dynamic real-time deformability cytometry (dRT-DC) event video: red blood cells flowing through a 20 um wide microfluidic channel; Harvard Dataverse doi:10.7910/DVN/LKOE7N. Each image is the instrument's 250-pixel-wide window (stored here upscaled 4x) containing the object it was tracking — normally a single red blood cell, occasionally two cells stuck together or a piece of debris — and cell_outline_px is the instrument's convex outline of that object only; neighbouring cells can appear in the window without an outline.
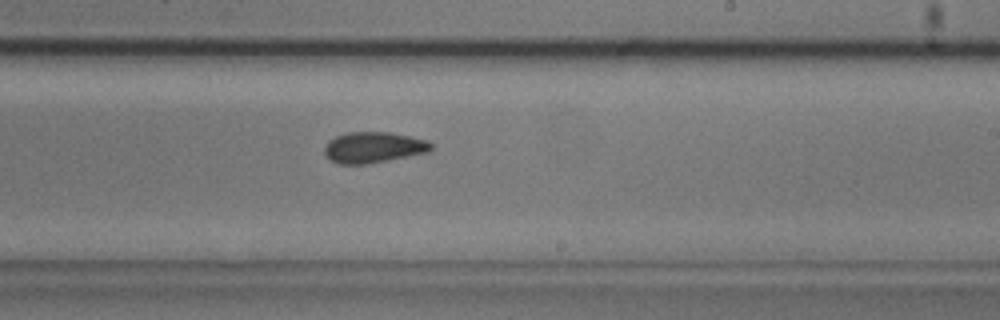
{"species": "common noctule bat (a hibernating species)", "species_latin": "Nyctalus noctula", "temperature_condition": "cold", "stored_images_in_passage": 29, "camera_frame_rate_fps": 3000, "um_per_image_px": 0.085, "animal": {"sex": "male", "body_mass_g": 20.5, "forearm_length_mm": 52.5}, "frame": {"image": 1, "passage_image": 24, "time_ms": 7.667, "image_size_px": [1000, 320], "cell_outline_px": [[432, 148], [428, 152], [368, 164], [340, 164], [328, 160], [324, 152], [324, 148], [328, 140], [336, 136], [348, 132], [388, 132], [428, 140], [432, 144]], "centroid_in_image_um": [31.71, 12.53], "position_along_channel_um": 257.3, "area_um2": 19.25}}
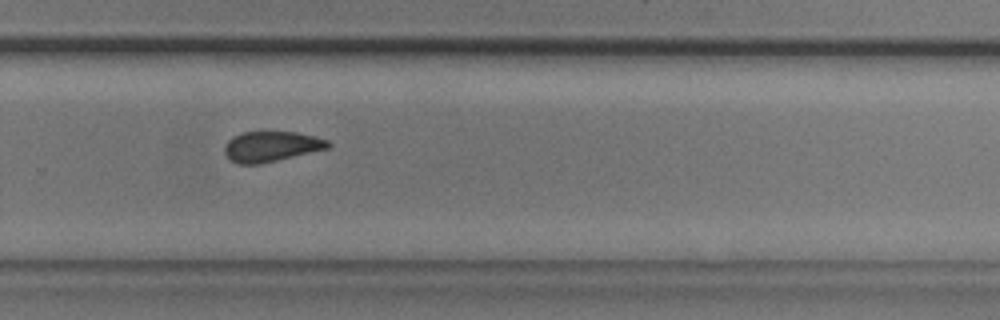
{"frame": {"image": 2, "passage_image": 28, "time_ms": 9.0, "image_size_px": [1000, 320], "cell_outline_px": [[332, 144], [328, 148], [260, 164], [240, 164], [232, 160], [224, 152], [224, 148], [228, 140], [232, 136], [244, 132], [296, 132], [328, 140]], "centroid_in_image_um": [23.05, 12.44], "position_along_channel_um": 306.8, "area_um2": 18.03}}